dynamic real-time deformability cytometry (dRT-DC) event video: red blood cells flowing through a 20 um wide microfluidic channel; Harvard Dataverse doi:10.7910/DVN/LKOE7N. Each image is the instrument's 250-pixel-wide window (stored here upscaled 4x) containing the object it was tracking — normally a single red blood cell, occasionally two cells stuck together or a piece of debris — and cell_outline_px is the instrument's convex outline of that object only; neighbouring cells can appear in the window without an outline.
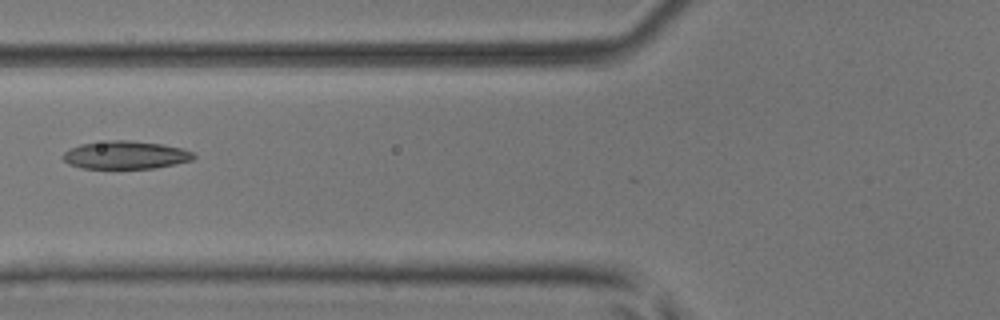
{"species": "common noctule bat (a hibernating species)", "species_latin": "Nyctalus noctula", "temperature_condition": "room temperature", "stored_images_in_passage": 3, "camera_frame_rate_fps": 3000, "um_per_image_px": 0.085, "animal": {"sex": "male", "body_mass_g": 17.9, "forearm_length_mm": 54.2}, "frame": {"image": 1, "passage_image": 2, "time_ms": 0.333, "image_size_px": [1000, 320], "cell_outline_px": [[196, 156], [192, 160], [176, 164], [156, 168], [84, 168], [68, 164], [60, 156], [64, 152], [80, 144], [108, 140], [128, 140], [164, 144], [180, 148], [192, 152]], "centroid_in_image_um": [10.67, 13.17], "position_along_channel_um": 115.1, "area_um2": 21.33}}
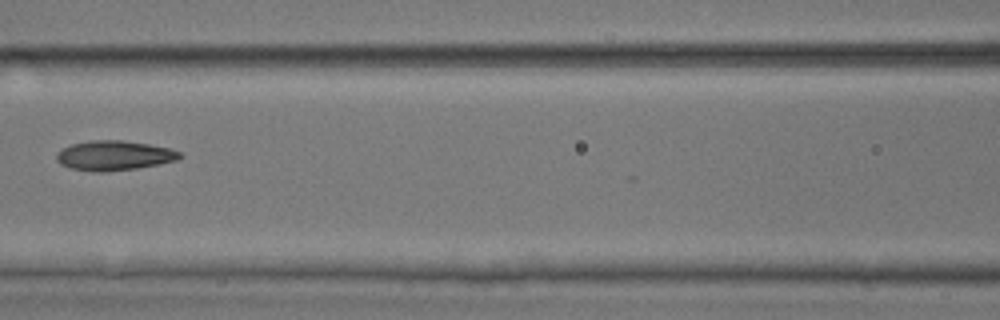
{"frame": {"image": 2, "passage_image": 3, "time_ms": 0.667, "image_size_px": [1000, 320], "cell_outline_px": [[184, 156], [176, 160], [160, 164], [136, 168], [104, 172], [92, 172], [68, 168], [60, 164], [56, 160], [56, 152], [72, 144], [92, 140], [124, 140], [172, 148], [180, 152]], "centroid_in_image_um": [9.7, 13.22], "position_along_channel_um": 156.9, "area_um2": 21.56}}